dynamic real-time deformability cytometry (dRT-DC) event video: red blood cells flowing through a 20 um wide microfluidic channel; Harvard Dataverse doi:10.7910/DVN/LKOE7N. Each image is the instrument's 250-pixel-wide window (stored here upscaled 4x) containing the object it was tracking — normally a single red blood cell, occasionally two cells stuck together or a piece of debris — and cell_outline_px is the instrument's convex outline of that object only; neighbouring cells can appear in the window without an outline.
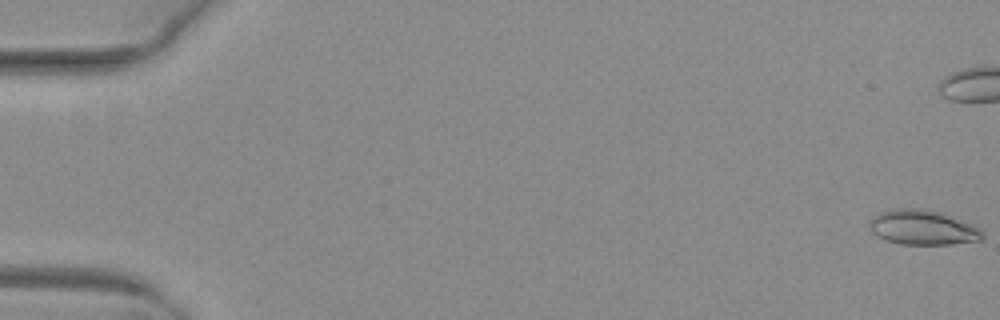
{"species": "common noctule bat (a hibernating species)", "species_latin": "Nyctalus noctula", "temperature_condition": "warm", "stored_images_in_passage": 13, "camera_frame_rate_fps": 3000, "um_per_image_px": 0.085, "animal": {"sex": "female", "body_mass_g": 29.2, "forearm_length_mm": 56.3}, "frame": {"image": 1, "passage_image": 1, "time_ms": 0.0, "image_size_px": [1000, 320], "cell_outline_px": [[984, 236], [980, 240], [952, 244], [904, 244], [888, 240], [872, 232], [868, 224], [880, 212], [896, 208], [916, 208], [936, 212], [972, 224], [980, 228], [984, 232]], "centroid_in_image_um": [78.46, 19.34], "position_along_channel_um": 6.5, "area_um2": 22.31}}